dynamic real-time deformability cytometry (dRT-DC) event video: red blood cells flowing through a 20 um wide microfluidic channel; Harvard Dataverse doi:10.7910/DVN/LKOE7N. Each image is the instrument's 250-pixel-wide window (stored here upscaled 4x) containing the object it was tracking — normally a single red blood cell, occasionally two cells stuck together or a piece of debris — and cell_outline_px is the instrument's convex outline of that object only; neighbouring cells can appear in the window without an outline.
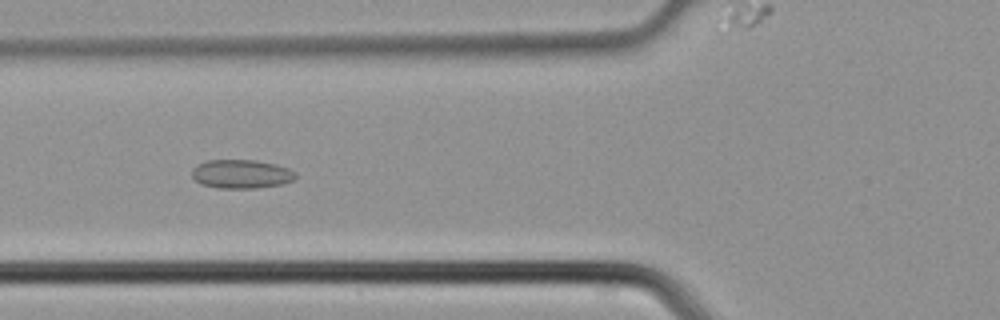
{"species": "common noctule bat (a hibernating species)", "species_latin": "Nyctalus noctula", "temperature_condition": "cold", "stored_images_in_passage": 5, "camera_frame_rate_fps": 3000, "um_per_image_px": 0.085, "animal": {"sex": "male", "body_mass_g": 21.5, "forearm_length_mm": 52.0}, "frame": {"image": 1, "passage_image": 4, "time_ms": 1.0, "image_size_px": [1000, 320], "cell_outline_px": [[296, 180], [284, 184], [256, 188], [220, 188], [200, 184], [192, 176], [192, 168], [196, 164], [208, 160], [256, 160], [276, 164], [288, 168], [296, 172]], "centroid_in_image_um": [20.54, 14.79], "position_along_channel_um": 105.3, "area_um2": 17.63}}